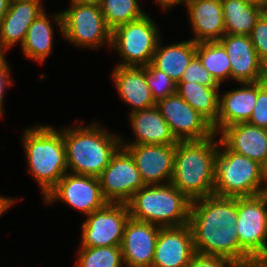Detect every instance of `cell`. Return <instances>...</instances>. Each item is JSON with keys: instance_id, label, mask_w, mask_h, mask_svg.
I'll return each mask as SVG.
<instances>
[{"instance_id": "obj_1", "label": "cell", "mask_w": 267, "mask_h": 267, "mask_svg": "<svg viewBox=\"0 0 267 267\" xmlns=\"http://www.w3.org/2000/svg\"><path fill=\"white\" fill-rule=\"evenodd\" d=\"M237 219L238 197L210 195L191 201L189 225L195 252L229 258L242 267H260L240 246Z\"/></svg>"}, {"instance_id": "obj_2", "label": "cell", "mask_w": 267, "mask_h": 267, "mask_svg": "<svg viewBox=\"0 0 267 267\" xmlns=\"http://www.w3.org/2000/svg\"><path fill=\"white\" fill-rule=\"evenodd\" d=\"M217 134L204 140L178 141L171 184L190 201L214 195Z\"/></svg>"}, {"instance_id": "obj_3", "label": "cell", "mask_w": 267, "mask_h": 267, "mask_svg": "<svg viewBox=\"0 0 267 267\" xmlns=\"http://www.w3.org/2000/svg\"><path fill=\"white\" fill-rule=\"evenodd\" d=\"M63 140L69 172L94 177L101 175L122 146L120 136L108 133L98 123L63 129Z\"/></svg>"}, {"instance_id": "obj_4", "label": "cell", "mask_w": 267, "mask_h": 267, "mask_svg": "<svg viewBox=\"0 0 267 267\" xmlns=\"http://www.w3.org/2000/svg\"><path fill=\"white\" fill-rule=\"evenodd\" d=\"M22 139L28 172L37 181L45 197L68 172L63 130L42 125L28 127Z\"/></svg>"}, {"instance_id": "obj_5", "label": "cell", "mask_w": 267, "mask_h": 267, "mask_svg": "<svg viewBox=\"0 0 267 267\" xmlns=\"http://www.w3.org/2000/svg\"><path fill=\"white\" fill-rule=\"evenodd\" d=\"M126 204L137 221L161 228L189 224L191 201L171 183L145 185Z\"/></svg>"}, {"instance_id": "obj_6", "label": "cell", "mask_w": 267, "mask_h": 267, "mask_svg": "<svg viewBox=\"0 0 267 267\" xmlns=\"http://www.w3.org/2000/svg\"><path fill=\"white\" fill-rule=\"evenodd\" d=\"M263 193L264 166L242 154L231 151L219 139L214 195L252 197Z\"/></svg>"}, {"instance_id": "obj_7", "label": "cell", "mask_w": 267, "mask_h": 267, "mask_svg": "<svg viewBox=\"0 0 267 267\" xmlns=\"http://www.w3.org/2000/svg\"><path fill=\"white\" fill-rule=\"evenodd\" d=\"M71 7L52 15L59 32L70 43L99 49L111 44L112 30L107 26L98 3L70 1Z\"/></svg>"}, {"instance_id": "obj_8", "label": "cell", "mask_w": 267, "mask_h": 267, "mask_svg": "<svg viewBox=\"0 0 267 267\" xmlns=\"http://www.w3.org/2000/svg\"><path fill=\"white\" fill-rule=\"evenodd\" d=\"M147 14L112 30L111 48L122 57L117 66L143 67L151 63L160 34Z\"/></svg>"}, {"instance_id": "obj_9", "label": "cell", "mask_w": 267, "mask_h": 267, "mask_svg": "<svg viewBox=\"0 0 267 267\" xmlns=\"http://www.w3.org/2000/svg\"><path fill=\"white\" fill-rule=\"evenodd\" d=\"M236 230L242 249L260 267H267V194L238 197Z\"/></svg>"}, {"instance_id": "obj_10", "label": "cell", "mask_w": 267, "mask_h": 267, "mask_svg": "<svg viewBox=\"0 0 267 267\" xmlns=\"http://www.w3.org/2000/svg\"><path fill=\"white\" fill-rule=\"evenodd\" d=\"M86 216L81 227L80 247L121 246L124 229L130 218L126 203H108Z\"/></svg>"}, {"instance_id": "obj_11", "label": "cell", "mask_w": 267, "mask_h": 267, "mask_svg": "<svg viewBox=\"0 0 267 267\" xmlns=\"http://www.w3.org/2000/svg\"><path fill=\"white\" fill-rule=\"evenodd\" d=\"M46 204L63 201L89 215L108 204L98 177L67 172L43 198Z\"/></svg>"}, {"instance_id": "obj_12", "label": "cell", "mask_w": 267, "mask_h": 267, "mask_svg": "<svg viewBox=\"0 0 267 267\" xmlns=\"http://www.w3.org/2000/svg\"><path fill=\"white\" fill-rule=\"evenodd\" d=\"M98 178L108 203H127L145 186L133 157L122 146Z\"/></svg>"}, {"instance_id": "obj_13", "label": "cell", "mask_w": 267, "mask_h": 267, "mask_svg": "<svg viewBox=\"0 0 267 267\" xmlns=\"http://www.w3.org/2000/svg\"><path fill=\"white\" fill-rule=\"evenodd\" d=\"M156 107L178 141L204 140L215 134L212 124L177 93L160 99Z\"/></svg>"}, {"instance_id": "obj_14", "label": "cell", "mask_w": 267, "mask_h": 267, "mask_svg": "<svg viewBox=\"0 0 267 267\" xmlns=\"http://www.w3.org/2000/svg\"><path fill=\"white\" fill-rule=\"evenodd\" d=\"M133 157L145 185L171 182L176 145L146 144L122 146Z\"/></svg>"}, {"instance_id": "obj_15", "label": "cell", "mask_w": 267, "mask_h": 267, "mask_svg": "<svg viewBox=\"0 0 267 267\" xmlns=\"http://www.w3.org/2000/svg\"><path fill=\"white\" fill-rule=\"evenodd\" d=\"M196 254L189 224L160 228L152 267H186Z\"/></svg>"}, {"instance_id": "obj_16", "label": "cell", "mask_w": 267, "mask_h": 267, "mask_svg": "<svg viewBox=\"0 0 267 267\" xmlns=\"http://www.w3.org/2000/svg\"><path fill=\"white\" fill-rule=\"evenodd\" d=\"M159 226L129 218L121 251L125 267H152Z\"/></svg>"}, {"instance_id": "obj_17", "label": "cell", "mask_w": 267, "mask_h": 267, "mask_svg": "<svg viewBox=\"0 0 267 267\" xmlns=\"http://www.w3.org/2000/svg\"><path fill=\"white\" fill-rule=\"evenodd\" d=\"M219 42L229 57L232 80L240 84L261 81L263 63L254 49L250 36L226 33Z\"/></svg>"}, {"instance_id": "obj_18", "label": "cell", "mask_w": 267, "mask_h": 267, "mask_svg": "<svg viewBox=\"0 0 267 267\" xmlns=\"http://www.w3.org/2000/svg\"><path fill=\"white\" fill-rule=\"evenodd\" d=\"M195 43L219 41L225 34L221 0H186Z\"/></svg>"}, {"instance_id": "obj_19", "label": "cell", "mask_w": 267, "mask_h": 267, "mask_svg": "<svg viewBox=\"0 0 267 267\" xmlns=\"http://www.w3.org/2000/svg\"><path fill=\"white\" fill-rule=\"evenodd\" d=\"M219 138L231 151L267 165V129L241 122L224 128Z\"/></svg>"}, {"instance_id": "obj_20", "label": "cell", "mask_w": 267, "mask_h": 267, "mask_svg": "<svg viewBox=\"0 0 267 267\" xmlns=\"http://www.w3.org/2000/svg\"><path fill=\"white\" fill-rule=\"evenodd\" d=\"M112 78L118 95L126 104L132 106L130 113L156 106L147 84L144 67L116 65Z\"/></svg>"}, {"instance_id": "obj_21", "label": "cell", "mask_w": 267, "mask_h": 267, "mask_svg": "<svg viewBox=\"0 0 267 267\" xmlns=\"http://www.w3.org/2000/svg\"><path fill=\"white\" fill-rule=\"evenodd\" d=\"M42 0H11L0 23V44L10 49L17 42L21 46L31 23L44 11Z\"/></svg>"}, {"instance_id": "obj_22", "label": "cell", "mask_w": 267, "mask_h": 267, "mask_svg": "<svg viewBox=\"0 0 267 267\" xmlns=\"http://www.w3.org/2000/svg\"><path fill=\"white\" fill-rule=\"evenodd\" d=\"M241 85L220 97L219 115L212 125L216 134L230 125L250 120L257 99V82Z\"/></svg>"}, {"instance_id": "obj_23", "label": "cell", "mask_w": 267, "mask_h": 267, "mask_svg": "<svg viewBox=\"0 0 267 267\" xmlns=\"http://www.w3.org/2000/svg\"><path fill=\"white\" fill-rule=\"evenodd\" d=\"M130 123L135 133V141L132 143L128 142L127 144L121 136L122 146L146 144L176 145L178 142L156 106L130 113Z\"/></svg>"}, {"instance_id": "obj_24", "label": "cell", "mask_w": 267, "mask_h": 267, "mask_svg": "<svg viewBox=\"0 0 267 267\" xmlns=\"http://www.w3.org/2000/svg\"><path fill=\"white\" fill-rule=\"evenodd\" d=\"M196 49L197 43L192 39L165 47L158 42L151 64L178 84L187 66L196 56Z\"/></svg>"}, {"instance_id": "obj_25", "label": "cell", "mask_w": 267, "mask_h": 267, "mask_svg": "<svg viewBox=\"0 0 267 267\" xmlns=\"http://www.w3.org/2000/svg\"><path fill=\"white\" fill-rule=\"evenodd\" d=\"M219 88L196 82H179L176 93L213 125L219 115Z\"/></svg>"}, {"instance_id": "obj_26", "label": "cell", "mask_w": 267, "mask_h": 267, "mask_svg": "<svg viewBox=\"0 0 267 267\" xmlns=\"http://www.w3.org/2000/svg\"><path fill=\"white\" fill-rule=\"evenodd\" d=\"M45 10L29 26L25 40L21 46L27 58L43 63L52 53L53 28Z\"/></svg>"}, {"instance_id": "obj_27", "label": "cell", "mask_w": 267, "mask_h": 267, "mask_svg": "<svg viewBox=\"0 0 267 267\" xmlns=\"http://www.w3.org/2000/svg\"><path fill=\"white\" fill-rule=\"evenodd\" d=\"M226 33L249 36L260 17L258 6L244 0H221Z\"/></svg>"}, {"instance_id": "obj_28", "label": "cell", "mask_w": 267, "mask_h": 267, "mask_svg": "<svg viewBox=\"0 0 267 267\" xmlns=\"http://www.w3.org/2000/svg\"><path fill=\"white\" fill-rule=\"evenodd\" d=\"M196 56L219 85L231 78L230 60L219 41L198 42Z\"/></svg>"}, {"instance_id": "obj_29", "label": "cell", "mask_w": 267, "mask_h": 267, "mask_svg": "<svg viewBox=\"0 0 267 267\" xmlns=\"http://www.w3.org/2000/svg\"><path fill=\"white\" fill-rule=\"evenodd\" d=\"M99 5L111 30L146 14L139 6L138 0H102Z\"/></svg>"}, {"instance_id": "obj_30", "label": "cell", "mask_w": 267, "mask_h": 267, "mask_svg": "<svg viewBox=\"0 0 267 267\" xmlns=\"http://www.w3.org/2000/svg\"><path fill=\"white\" fill-rule=\"evenodd\" d=\"M76 267H123L121 246L80 247Z\"/></svg>"}, {"instance_id": "obj_31", "label": "cell", "mask_w": 267, "mask_h": 267, "mask_svg": "<svg viewBox=\"0 0 267 267\" xmlns=\"http://www.w3.org/2000/svg\"><path fill=\"white\" fill-rule=\"evenodd\" d=\"M143 67L146 70L147 84L156 102L176 93L177 84L163 71L156 69L151 63Z\"/></svg>"}, {"instance_id": "obj_32", "label": "cell", "mask_w": 267, "mask_h": 267, "mask_svg": "<svg viewBox=\"0 0 267 267\" xmlns=\"http://www.w3.org/2000/svg\"><path fill=\"white\" fill-rule=\"evenodd\" d=\"M180 82H196L203 86H220L195 56L183 73Z\"/></svg>"}, {"instance_id": "obj_33", "label": "cell", "mask_w": 267, "mask_h": 267, "mask_svg": "<svg viewBox=\"0 0 267 267\" xmlns=\"http://www.w3.org/2000/svg\"><path fill=\"white\" fill-rule=\"evenodd\" d=\"M255 51L263 64L267 63V23L260 16L250 33Z\"/></svg>"}, {"instance_id": "obj_34", "label": "cell", "mask_w": 267, "mask_h": 267, "mask_svg": "<svg viewBox=\"0 0 267 267\" xmlns=\"http://www.w3.org/2000/svg\"><path fill=\"white\" fill-rule=\"evenodd\" d=\"M248 123L267 129V88L257 82V99Z\"/></svg>"}, {"instance_id": "obj_35", "label": "cell", "mask_w": 267, "mask_h": 267, "mask_svg": "<svg viewBox=\"0 0 267 267\" xmlns=\"http://www.w3.org/2000/svg\"><path fill=\"white\" fill-rule=\"evenodd\" d=\"M186 267H242L229 258L206 256L196 253Z\"/></svg>"}, {"instance_id": "obj_36", "label": "cell", "mask_w": 267, "mask_h": 267, "mask_svg": "<svg viewBox=\"0 0 267 267\" xmlns=\"http://www.w3.org/2000/svg\"><path fill=\"white\" fill-rule=\"evenodd\" d=\"M10 67L8 62H6L0 68V117L3 116V99L5 94V88L11 86L13 81L10 79Z\"/></svg>"}, {"instance_id": "obj_37", "label": "cell", "mask_w": 267, "mask_h": 267, "mask_svg": "<svg viewBox=\"0 0 267 267\" xmlns=\"http://www.w3.org/2000/svg\"><path fill=\"white\" fill-rule=\"evenodd\" d=\"M15 201L16 200H13L11 198L0 196V217L1 215H3L2 213H5V211L14 204Z\"/></svg>"}, {"instance_id": "obj_38", "label": "cell", "mask_w": 267, "mask_h": 267, "mask_svg": "<svg viewBox=\"0 0 267 267\" xmlns=\"http://www.w3.org/2000/svg\"><path fill=\"white\" fill-rule=\"evenodd\" d=\"M186 0H156L158 4H160L164 10L168 9L169 7H172L176 4L184 3Z\"/></svg>"}, {"instance_id": "obj_39", "label": "cell", "mask_w": 267, "mask_h": 267, "mask_svg": "<svg viewBox=\"0 0 267 267\" xmlns=\"http://www.w3.org/2000/svg\"><path fill=\"white\" fill-rule=\"evenodd\" d=\"M11 0H0V23L5 17Z\"/></svg>"}, {"instance_id": "obj_40", "label": "cell", "mask_w": 267, "mask_h": 267, "mask_svg": "<svg viewBox=\"0 0 267 267\" xmlns=\"http://www.w3.org/2000/svg\"><path fill=\"white\" fill-rule=\"evenodd\" d=\"M244 1L248 4L258 6L259 8H262L267 3V0H244Z\"/></svg>"}, {"instance_id": "obj_41", "label": "cell", "mask_w": 267, "mask_h": 267, "mask_svg": "<svg viewBox=\"0 0 267 267\" xmlns=\"http://www.w3.org/2000/svg\"><path fill=\"white\" fill-rule=\"evenodd\" d=\"M5 52L6 49L0 44V68L7 62Z\"/></svg>"}, {"instance_id": "obj_42", "label": "cell", "mask_w": 267, "mask_h": 267, "mask_svg": "<svg viewBox=\"0 0 267 267\" xmlns=\"http://www.w3.org/2000/svg\"><path fill=\"white\" fill-rule=\"evenodd\" d=\"M262 84L267 88V63L263 64V71H262Z\"/></svg>"}, {"instance_id": "obj_43", "label": "cell", "mask_w": 267, "mask_h": 267, "mask_svg": "<svg viewBox=\"0 0 267 267\" xmlns=\"http://www.w3.org/2000/svg\"><path fill=\"white\" fill-rule=\"evenodd\" d=\"M260 16L265 20L267 23V3L260 9Z\"/></svg>"}, {"instance_id": "obj_44", "label": "cell", "mask_w": 267, "mask_h": 267, "mask_svg": "<svg viewBox=\"0 0 267 267\" xmlns=\"http://www.w3.org/2000/svg\"><path fill=\"white\" fill-rule=\"evenodd\" d=\"M264 193L267 194V165L264 167Z\"/></svg>"}, {"instance_id": "obj_45", "label": "cell", "mask_w": 267, "mask_h": 267, "mask_svg": "<svg viewBox=\"0 0 267 267\" xmlns=\"http://www.w3.org/2000/svg\"><path fill=\"white\" fill-rule=\"evenodd\" d=\"M75 2H89V3H100L102 0H71Z\"/></svg>"}]
</instances>
